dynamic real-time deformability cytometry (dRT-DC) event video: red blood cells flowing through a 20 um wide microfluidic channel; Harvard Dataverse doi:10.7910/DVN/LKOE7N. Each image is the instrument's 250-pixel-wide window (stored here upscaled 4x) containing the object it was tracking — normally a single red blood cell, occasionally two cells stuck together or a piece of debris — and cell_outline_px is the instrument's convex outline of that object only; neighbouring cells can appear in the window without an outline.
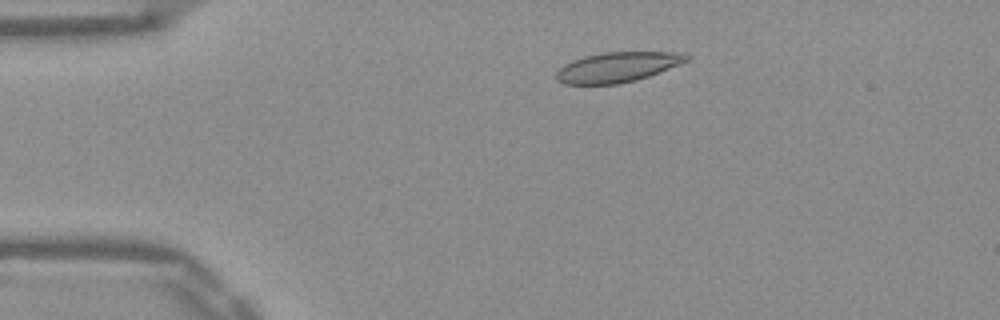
{"species": "Egyptian fruit bat (a non-hibernating species)", "species_latin": "Rousettus aegyptiacus", "temperature_condition": "warm", "stored_images_in_passage": 48, "camera_frame_rate_fps": 3000, "um_per_image_px": 0.085, "frame": {"image": 1, "passage_image": 6, "time_ms": 1.667, "image_size_px": [1000, 320], "cell_outline_px": [[692, 56], [688, 60], [680, 64], [648, 76], [636, 80], [620, 84], [564, 84], [556, 80], [556, 72], [564, 64], [572, 60], [584, 56], [604, 52], [680, 52]], "centroid_in_image_um": [52.47, 5.7], "position_along_channel_um": 32.5, "area_um2": 22.83}}
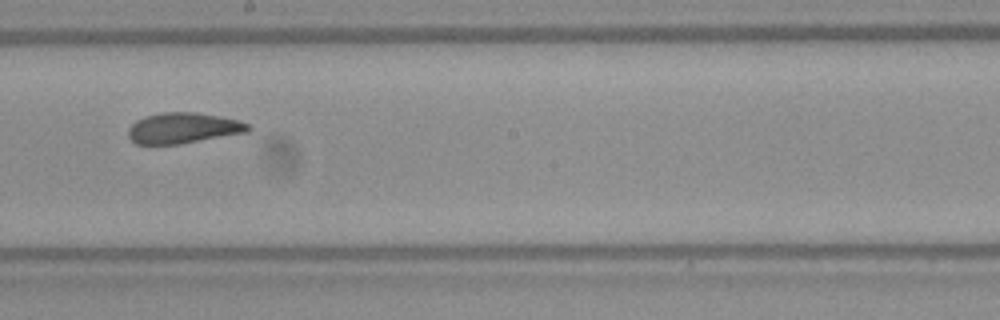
{"frame": {"image": 2, "passage_image": 25, "time_ms": 8.0, "image_size_px": [1000, 320], "cell_outline_px": [[252, 128], [248, 132], [180, 144], [136, 144], [128, 136], [128, 128], [136, 120], [144, 116], [160, 112], [196, 112], [220, 116], [240, 120], [248, 124]], "centroid_in_image_um": [15.57, 10.88], "position_along_channel_um": 232.6, "area_um2": 21.62}}
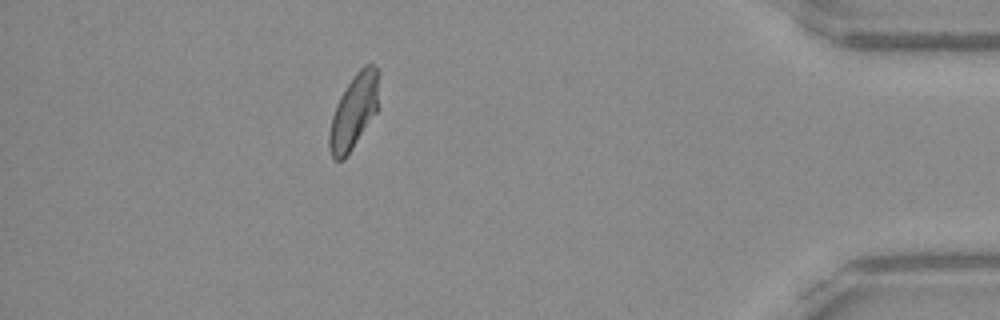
{"frame": {"image": 3, "passage_image": 42, "time_ms": 13.667, "image_size_px": [1000, 320], "cell_outline_px": [[376, 112], [344, 160], [336, 160], [332, 156], [328, 148], [328, 132], [332, 116], [336, 104], [340, 96], [356, 72], [364, 64], [372, 64], [376, 68]], "centroid_in_image_um": [30.0, 9.53], "position_along_channel_um": 405.2, "area_um2": 20.75}, "authors_computed_cell_mechanics": {"area_um2": 22.0796, "velocity_mm_per_s": 3.8905, "shape_relaxation_time_tau1_ms": null, "shape_relaxation_time_tau2_ms": 1.597, "deformation_change_tau1": null, "deformation_change_tau2": 0.0589}}